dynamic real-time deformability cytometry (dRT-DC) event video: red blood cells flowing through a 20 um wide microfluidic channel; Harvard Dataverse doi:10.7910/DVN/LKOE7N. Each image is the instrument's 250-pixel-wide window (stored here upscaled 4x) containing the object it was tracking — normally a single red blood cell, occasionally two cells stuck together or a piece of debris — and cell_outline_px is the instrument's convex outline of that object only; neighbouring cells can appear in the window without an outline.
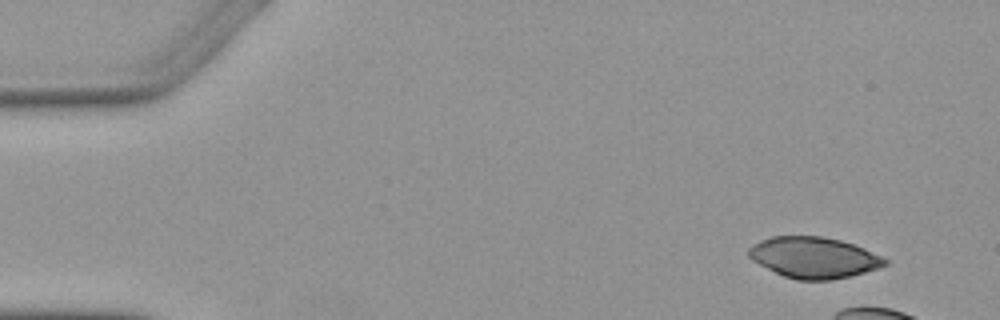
{"species": "Egyptian fruit bat (a non-hibernating species)", "species_latin": "Rousettus aegyptiacus", "temperature_condition": "warm", "stored_images_in_passage": 5, "camera_frame_rate_fps": 3000, "um_per_image_px": 0.085, "animal": {"sex": "female"}, "frame": {"image": 1, "passage_image": 1, "time_ms": 0.0, "image_size_px": [1000, 320], "cell_outline_px": [[888, 264], [880, 268], [852, 276], [832, 280], [796, 280], [784, 276], [752, 260], [748, 256], [748, 248], [752, 244], [760, 240], [772, 236], [820, 236], [840, 240], [864, 248], [888, 260]], "centroid_in_image_um": [69.18, 21.89], "position_along_channel_um": 15.8, "area_um2": 32.6}}
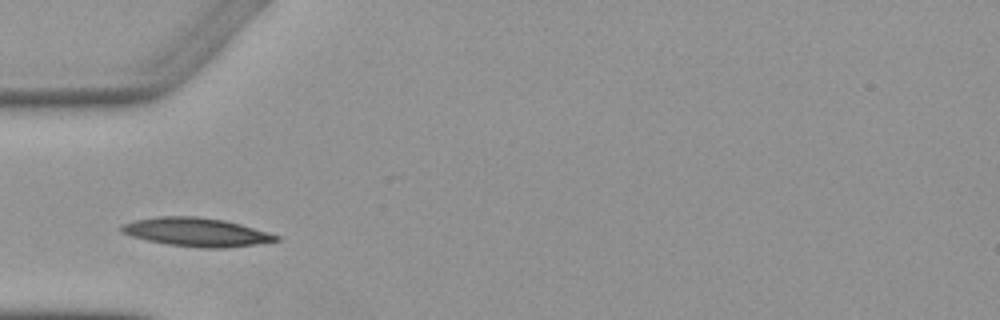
{"frame": {"image": 2, "passage_image": 5, "time_ms": 5.333, "image_size_px": [1000, 320], "cell_outline_px": [[280, 240], [256, 244], [224, 248], [196, 248], [168, 244], [148, 240], [132, 236], [120, 232], [120, 224], [136, 220], [156, 216], [196, 216], [224, 220], [240, 224], [268, 232], [280, 236]], "centroid_in_image_um": [16.67, 19.73], "position_along_channel_um": 68.3, "area_um2": 25.78}}